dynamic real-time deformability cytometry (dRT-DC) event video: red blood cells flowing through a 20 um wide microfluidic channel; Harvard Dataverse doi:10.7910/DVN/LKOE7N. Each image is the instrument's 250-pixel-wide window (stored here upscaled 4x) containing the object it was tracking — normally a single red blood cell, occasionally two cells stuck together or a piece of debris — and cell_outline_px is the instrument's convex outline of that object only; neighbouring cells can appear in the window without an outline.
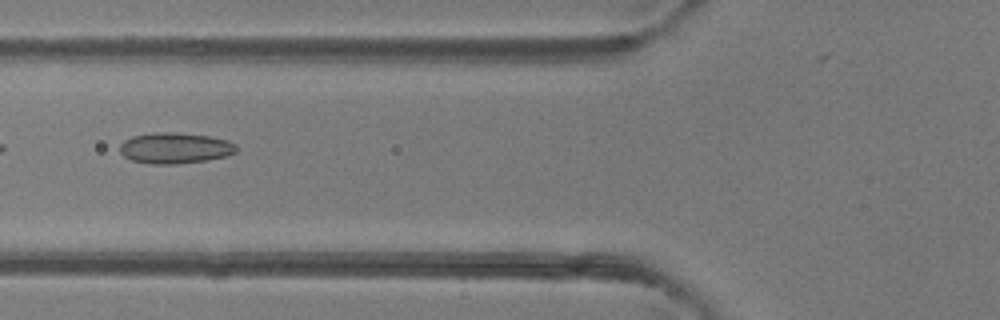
{"species": "common noctule bat (a hibernating species)", "species_latin": "Nyctalus noctula", "temperature_condition": "room temperature", "stored_images_in_passage": 6, "camera_frame_rate_fps": 3000, "um_per_image_px": 0.085, "animal": {"sex": "female"}, "frame": {"image": 1, "passage_image": 6, "time_ms": 1.667, "image_size_px": [1000, 320], "cell_outline_px": [[236, 152], [224, 156], [204, 160], [176, 164], [152, 164], [132, 160], [124, 156], [120, 152], [120, 144], [124, 140], [132, 136], [156, 132], [176, 132], [208, 136], [228, 140], [236, 144]], "centroid_in_image_um": [14.85, 12.57], "position_along_channel_um": 110.9, "area_um2": 20.87}}